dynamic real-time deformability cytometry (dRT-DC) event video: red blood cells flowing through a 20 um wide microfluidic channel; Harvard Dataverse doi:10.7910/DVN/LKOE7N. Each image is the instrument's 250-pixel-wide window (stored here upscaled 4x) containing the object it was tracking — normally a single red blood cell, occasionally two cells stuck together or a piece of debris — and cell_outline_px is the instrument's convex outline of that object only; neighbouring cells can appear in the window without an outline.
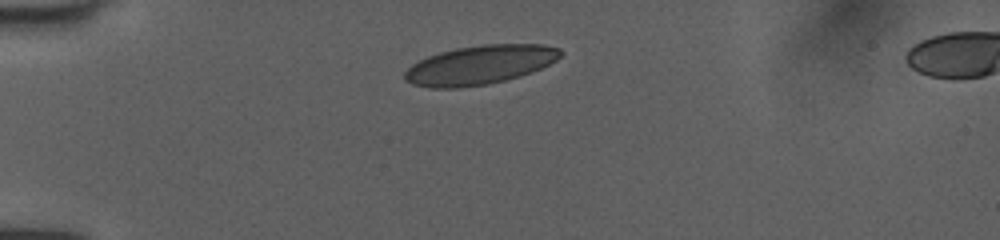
{"species": "human", "species_latin": "Homo sapiens", "temperature_condition": "room temperature", "stored_images_in_passage": 33, "camera_frame_rate_fps": 3000, "um_per_image_px": 0.085, "donor": {"sex": "female"}, "frame": {"image": 1, "passage_image": 1, "time_ms": 0.0, "image_size_px": [1000, 240], "cell_outline_px": [[564, 52], [556, 60], [532, 72], [504, 80], [488, 84], [456, 88], [432, 88], [412, 84], [404, 80], [404, 72], [412, 64], [428, 56], [440, 52], [456, 48], [480, 44], [544, 44], [560, 48]], "centroid_in_image_um": [40.78, 5.51], "position_along_channel_um": 44.2, "area_um2": 35.43}}
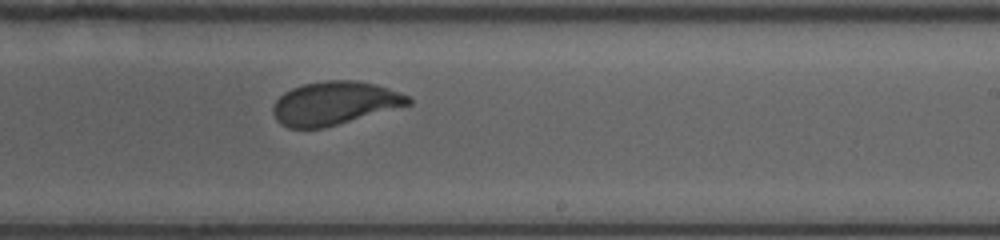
{"frame": {"image": 2, "passage_image": 20, "time_ms": 6.333, "image_size_px": [1000, 240], "cell_outline_px": [[412, 104], [336, 124], [320, 128], [288, 128], [280, 124], [276, 120], [272, 112], [272, 108], [276, 100], [284, 92], [292, 88], [304, 84], [324, 80], [356, 80], [376, 84], [412, 96]], "centroid_in_image_um": [28.43, 8.76], "position_along_channel_um": 260.6, "area_um2": 34.1}}
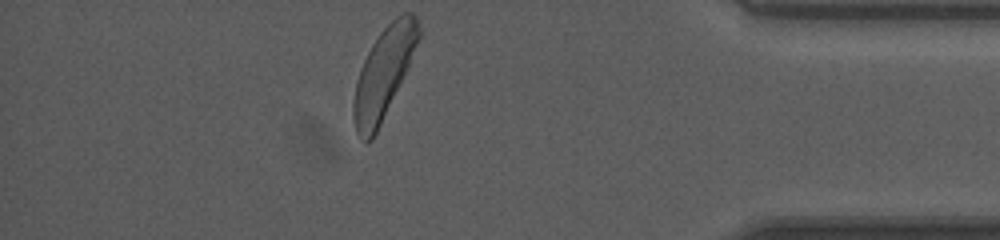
{"frame": {"image": 3, "passage_image": 33, "time_ms": 10.667, "image_size_px": [1000, 240], "cell_outline_px": [[420, 36], [408, 68], [372, 140], [360, 140], [356, 132], [352, 116], [352, 104], [356, 80], [360, 68], [372, 44], [380, 32], [396, 16], [404, 12], [412, 12], [416, 16], [420, 28]], "centroid_in_image_um": [32.59, 6.21], "position_along_channel_um": 402.6, "area_um2": 34.04}, "authors_computed_cell_mechanics": {"area_um2": 34.7956, "velocity_mm_per_s": 3.995, "shape_relaxation_time_tau1_ms": 2.911, "shape_relaxation_time_tau2_ms": null, "deformation_change_tau1": 0.1251, "deformation_change_tau2": null}}